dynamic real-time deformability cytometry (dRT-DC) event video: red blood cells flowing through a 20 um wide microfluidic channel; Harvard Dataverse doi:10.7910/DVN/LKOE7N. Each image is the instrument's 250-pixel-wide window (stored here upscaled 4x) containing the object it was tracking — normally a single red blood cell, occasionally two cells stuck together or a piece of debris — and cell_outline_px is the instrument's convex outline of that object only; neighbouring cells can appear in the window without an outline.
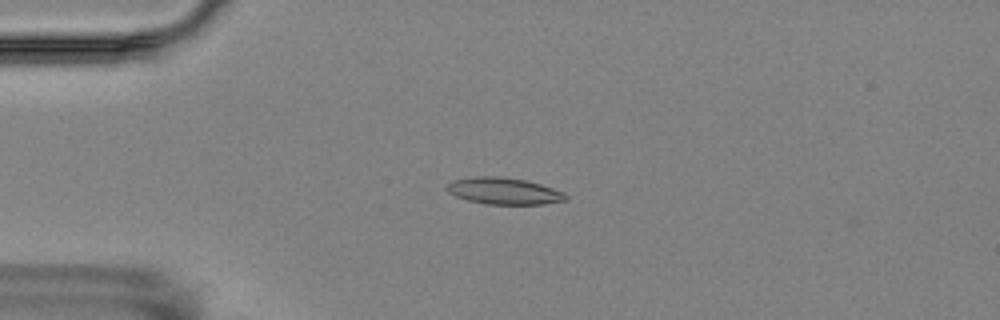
{"species": "Egyptian fruit bat (a non-hibernating species)", "species_latin": "Rousettus aegyptiacus", "temperature_condition": "room temperature", "stored_images_in_passage": 4, "camera_frame_rate_fps": 3000, "um_per_image_px": 0.085, "animal": {"sex": "female"}, "frame": {"image": 1, "passage_image": 3, "time_ms": 2.333, "image_size_px": [1000, 320], "cell_outline_px": [[568, 200], [544, 204], [484, 204], [468, 200], [456, 196], [448, 192], [444, 188], [452, 180], [476, 176], [500, 176], [524, 180], [540, 184], [564, 192], [568, 196]], "centroid_in_image_um": [42.82, 16.24], "position_along_channel_um": 42.2, "area_um2": 18.55}}